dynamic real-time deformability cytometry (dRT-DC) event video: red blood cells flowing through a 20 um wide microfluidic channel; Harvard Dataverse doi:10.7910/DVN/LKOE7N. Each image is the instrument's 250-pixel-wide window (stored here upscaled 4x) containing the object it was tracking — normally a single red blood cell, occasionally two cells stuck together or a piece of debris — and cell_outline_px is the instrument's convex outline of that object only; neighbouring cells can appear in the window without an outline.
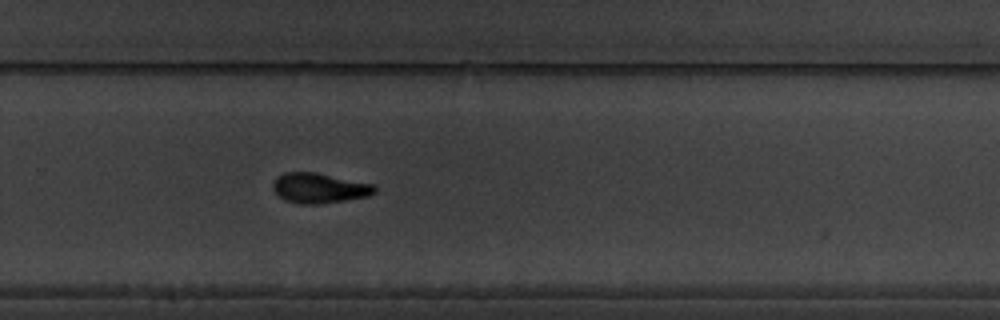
{"species": "common noctule bat (a hibernating species)", "species_latin": "Nyctalus noctula", "temperature_condition": "warm", "stored_images_in_passage": 10, "camera_frame_rate_fps": 3000, "um_per_image_px": 0.085, "animal": {"sex": "male", "body_mass_g": 19.5, "forearm_length_mm": 54.6}, "frame": {"image": 1, "passage_image": 10, "time_ms": 11.333, "image_size_px": [1000, 320], "cell_outline_px": [[376, 192], [368, 196], [320, 204], [300, 204], [284, 200], [272, 188], [272, 184], [276, 176], [284, 172], [316, 172], [372, 184], [376, 188]], "centroid_in_image_um": [27.1, 15.98], "position_along_channel_um": 302.7, "area_um2": 17.8}}